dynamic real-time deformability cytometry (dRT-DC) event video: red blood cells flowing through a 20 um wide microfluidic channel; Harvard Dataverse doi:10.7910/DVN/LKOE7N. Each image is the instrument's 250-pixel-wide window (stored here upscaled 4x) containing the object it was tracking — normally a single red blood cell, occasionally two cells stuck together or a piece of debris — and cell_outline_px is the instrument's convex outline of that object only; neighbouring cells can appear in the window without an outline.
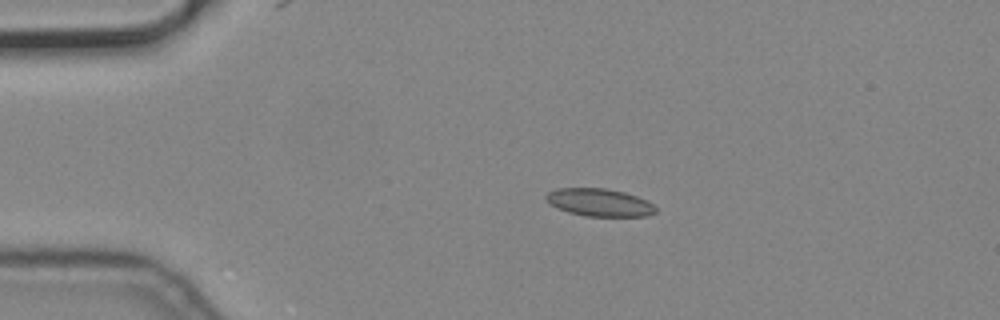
{"species": "common noctule bat (a hibernating species)", "species_latin": "Nyctalus noctula", "temperature_condition": "cold", "stored_images_in_passage": 7, "camera_frame_rate_fps": 3000, "um_per_image_px": 0.085, "animal": {"sex": "male", "body_mass_g": 19.2, "forearm_length_mm": 51.8}, "frame": {"image": 1, "passage_image": 2, "time_ms": 0.333, "image_size_px": [1000, 320], "cell_outline_px": [[656, 212], [648, 216], [584, 216], [568, 212], [548, 204], [544, 196], [548, 192], [556, 188], [608, 188], [624, 192], [636, 196], [652, 204], [656, 208]], "centroid_in_image_um": [50.9, 17.2], "position_along_channel_um": 34.1, "area_um2": 17.74}}
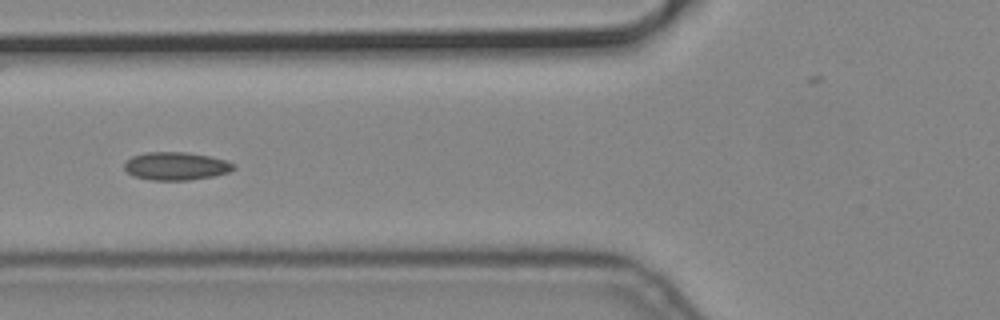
{"frame": {"image": 2, "passage_image": 5, "time_ms": 1.333, "image_size_px": [1000, 320], "cell_outline_px": [[236, 168], [228, 172], [212, 176], [188, 180], [152, 180], [132, 176], [124, 168], [124, 164], [132, 156], [144, 152], [188, 152], [208, 156], [224, 160], [232, 164]], "centroid_in_image_um": [14.91, 14.11], "position_along_channel_um": 110.9, "area_um2": 17.69}}
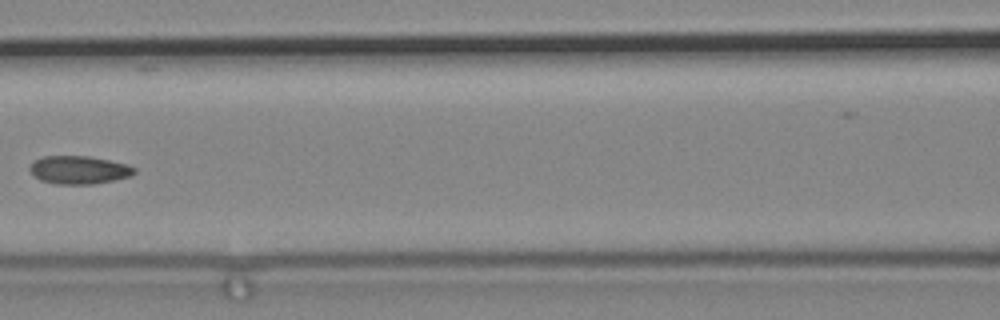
{"frame": {"image": 3, "passage_image": 6, "time_ms": 1.667, "image_size_px": [1000, 320], "cell_outline_px": [[136, 172], [132, 176], [116, 180], [92, 184], [56, 184], [40, 180], [28, 168], [36, 160], [44, 156], [88, 156], [128, 164], [136, 168]], "centroid_in_image_um": [6.77, 14.45], "position_along_channel_um": 159.8, "area_um2": 17.11}}